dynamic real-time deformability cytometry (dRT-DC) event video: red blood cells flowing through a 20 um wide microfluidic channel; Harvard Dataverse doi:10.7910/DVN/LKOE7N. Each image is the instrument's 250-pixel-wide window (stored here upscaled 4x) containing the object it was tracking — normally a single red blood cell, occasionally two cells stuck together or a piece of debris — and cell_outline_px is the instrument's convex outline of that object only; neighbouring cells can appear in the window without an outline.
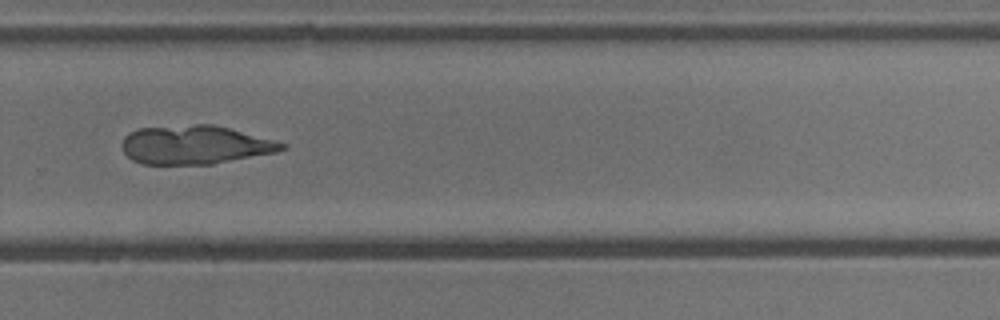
{"species": "common noctule bat (a hibernating species)", "species_latin": "Nyctalus noctula", "temperature_condition": "cold", "stored_images_in_passage": 41, "camera_frame_rate_fps": 3000, "um_per_image_px": 0.085, "animal": {"sex": "male", "body_mass_g": 13.3}, "frame": {"image": 1, "passage_image": 24, "time_ms": 7.667, "image_size_px": [1000, 320], "cell_outline_px": [[288, 148], [276, 152], [212, 164], [140, 164], [132, 160], [124, 152], [124, 136], [128, 132], [140, 128], [196, 124], [212, 124], [228, 128], [288, 144]], "centroid_in_image_um": [16.58, 12.31], "position_along_channel_um": 313.2, "area_um2": 35.78}}